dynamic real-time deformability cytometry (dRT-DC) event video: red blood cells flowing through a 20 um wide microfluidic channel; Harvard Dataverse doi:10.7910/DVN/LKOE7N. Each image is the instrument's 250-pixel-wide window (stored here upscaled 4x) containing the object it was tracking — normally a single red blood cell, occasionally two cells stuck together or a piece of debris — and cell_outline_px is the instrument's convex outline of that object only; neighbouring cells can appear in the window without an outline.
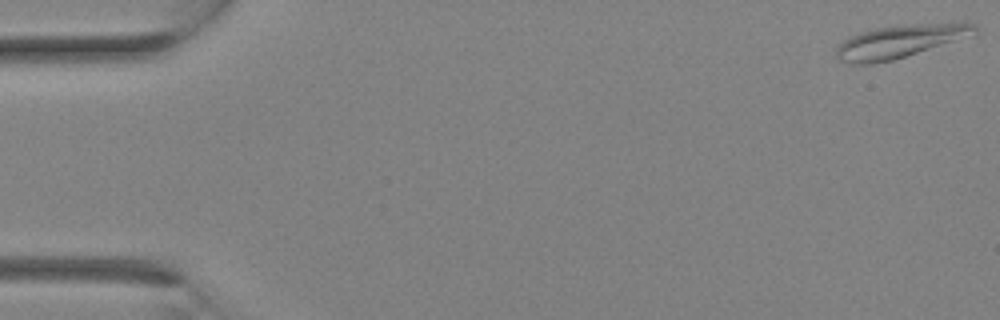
{"species": "Egyptian fruit bat (a non-hibernating species)", "species_latin": "Rousettus aegyptiacus", "temperature_condition": "room temperature", "stored_images_in_passage": 15, "camera_frame_rate_fps": 3000, "um_per_image_px": 0.085, "animal": {"sex": "female"}, "frame": {"image": 1, "passage_image": 1, "time_ms": 0.0, "image_size_px": [1000, 320], "cell_outline_px": [[980, 28], [972, 36], [892, 60], [872, 64], [852, 64], [840, 60], [836, 56], [836, 48], [848, 36], [860, 32], [876, 28], [916, 24], [976, 24]], "centroid_in_image_um": [76.45, 3.54], "position_along_channel_um": 8.6, "area_um2": 26.13}}
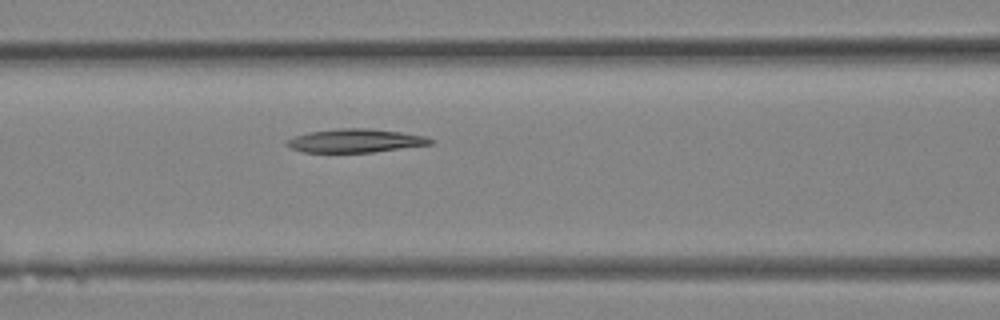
{"frame": {"image": 2, "passage_image": 13, "time_ms": 4.0, "image_size_px": [1000, 320], "cell_outline_px": [[436, 140], [432, 144], [372, 152], [304, 152], [292, 148], [284, 144], [284, 140], [308, 132], [336, 128], [368, 128], [400, 132], [428, 136]], "centroid_in_image_um": [30.22, 11.95], "position_along_channel_um": 136.4, "area_um2": 19.77}}
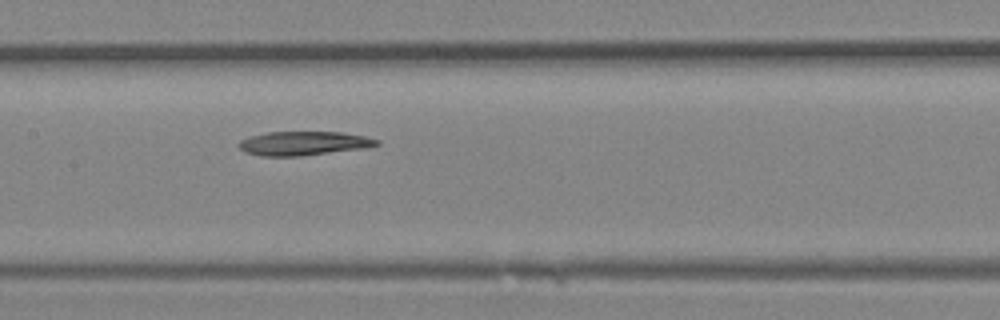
{"frame": {"image": 3, "passage_image": 15, "time_ms": 4.667, "image_size_px": [1000, 320], "cell_outline_px": [[380, 144], [368, 148], [300, 156], [260, 156], [244, 152], [236, 144], [240, 140], [252, 136], [268, 132], [340, 132], [364, 136], [380, 140]], "centroid_in_image_um": [25.82, 12.19], "position_along_channel_um": 181.6, "area_um2": 19.36}}